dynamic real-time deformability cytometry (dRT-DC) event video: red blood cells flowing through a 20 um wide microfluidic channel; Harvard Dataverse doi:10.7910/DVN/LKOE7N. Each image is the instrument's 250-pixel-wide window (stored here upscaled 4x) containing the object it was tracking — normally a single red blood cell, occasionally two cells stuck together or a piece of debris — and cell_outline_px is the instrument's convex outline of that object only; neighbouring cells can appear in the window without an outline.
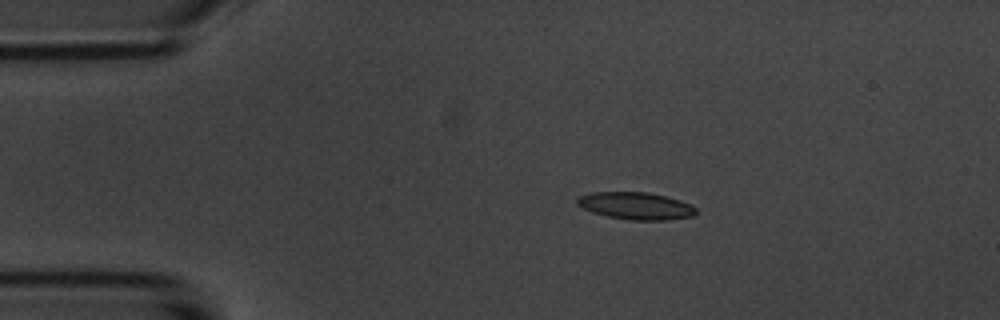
{"species": "common noctule bat (a hibernating species)", "species_latin": "Nyctalus noctula", "temperature_condition": "room temperature", "stored_images_in_passage": 7, "camera_frame_rate_fps": 3000, "um_per_image_px": 0.085, "animal": {"sex": "male", "body_mass_g": 20.1, "forearm_length_mm": 53.5}, "frame": {"image": 1, "passage_image": 4, "time_ms": 3.333, "image_size_px": [1000, 320], "cell_outline_px": [[696, 212], [692, 216], [668, 220], [628, 220], [608, 216], [592, 212], [576, 204], [576, 196], [592, 192], [648, 192], [668, 196], [692, 204], [696, 208]], "centroid_in_image_um": [54.04, 17.49], "position_along_channel_um": 31.0, "area_um2": 19.07}}
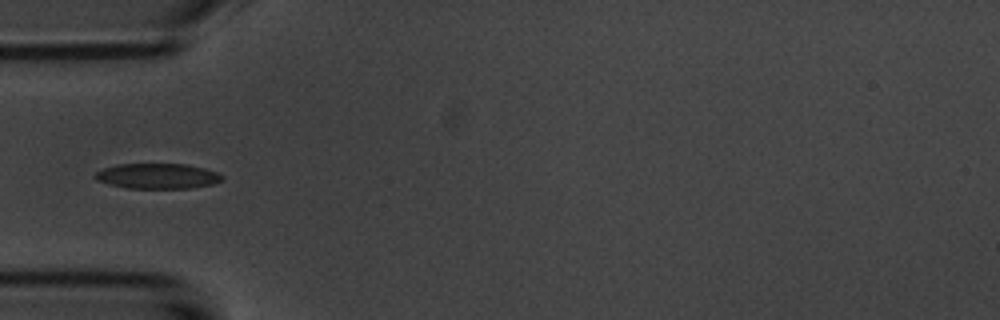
{"frame": {"image": 2, "passage_image": 6, "time_ms": 5.667, "image_size_px": [1000, 320], "cell_outline_px": [[224, 180], [212, 184], [192, 188], [128, 188], [108, 184], [96, 180], [92, 176], [96, 172], [104, 168], [116, 164], [184, 164], [204, 168], [216, 172], [224, 176]], "centroid_in_image_um": [13.38, 14.97], "position_along_channel_um": 71.6, "area_um2": 18.79}}